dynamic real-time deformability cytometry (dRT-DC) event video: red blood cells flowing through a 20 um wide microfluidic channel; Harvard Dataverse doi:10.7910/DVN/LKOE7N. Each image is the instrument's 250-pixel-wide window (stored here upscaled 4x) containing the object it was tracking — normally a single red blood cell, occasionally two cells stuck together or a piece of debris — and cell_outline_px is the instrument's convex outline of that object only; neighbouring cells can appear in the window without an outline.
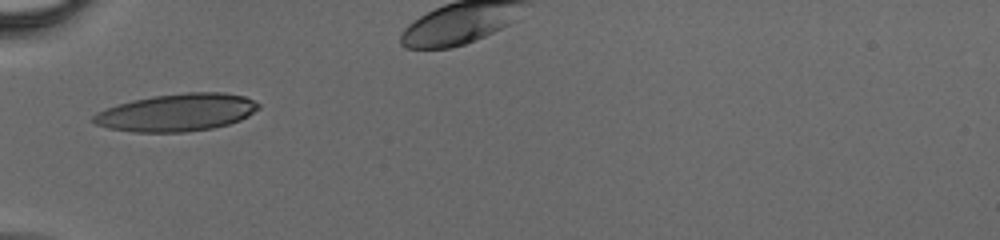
{"species": "human", "species_latin": "Homo sapiens", "temperature_condition": "cold", "stored_images_in_passage": 26, "camera_frame_rate_fps": 3000, "um_per_image_px": 0.085, "donor": {"sex": "male"}, "frame": {"image": 1, "passage_image": 1, "time_ms": 0.0, "image_size_px": [1000, 240], "cell_outline_px": [[260, 108], [248, 116], [240, 120], [228, 124], [212, 128], [184, 132], [136, 132], [108, 128], [96, 124], [92, 120], [92, 116], [96, 112], [132, 100], [152, 96], [184, 92], [224, 92], [244, 96], [260, 104]], "centroid_in_image_um": [15.05, 9.55], "position_along_channel_um": 70.0, "area_um2": 36.01}}
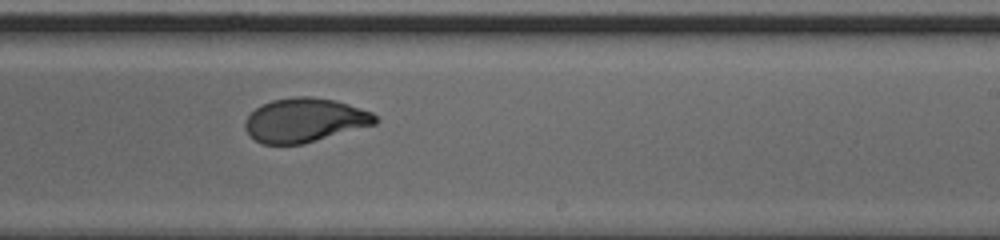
{"frame": {"image": 2, "passage_image": 14, "time_ms": 4.333, "image_size_px": [1000, 240], "cell_outline_px": [[380, 120], [376, 124], [304, 144], [260, 144], [244, 128], [244, 120], [256, 108], [272, 100], [292, 96], [308, 96], [336, 100], [372, 112]], "centroid_in_image_um": [25.92, 10.21], "position_along_channel_um": 263.1, "area_um2": 33.47}}
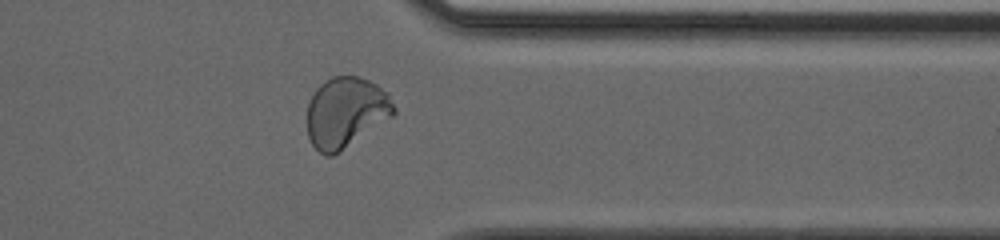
{"frame": {"image": 3, "passage_image": 22, "time_ms": 7.0, "image_size_px": [1000, 240], "cell_outline_px": [[396, 112], [392, 116], [332, 156], [324, 156], [312, 144], [308, 136], [308, 104], [316, 88], [324, 80], [332, 76], [356, 76], [368, 80], [376, 84], [388, 92], [396, 108]], "centroid_in_image_um": [29.39, 9.52], "position_along_channel_um": 382.0, "area_um2": 35.32}}